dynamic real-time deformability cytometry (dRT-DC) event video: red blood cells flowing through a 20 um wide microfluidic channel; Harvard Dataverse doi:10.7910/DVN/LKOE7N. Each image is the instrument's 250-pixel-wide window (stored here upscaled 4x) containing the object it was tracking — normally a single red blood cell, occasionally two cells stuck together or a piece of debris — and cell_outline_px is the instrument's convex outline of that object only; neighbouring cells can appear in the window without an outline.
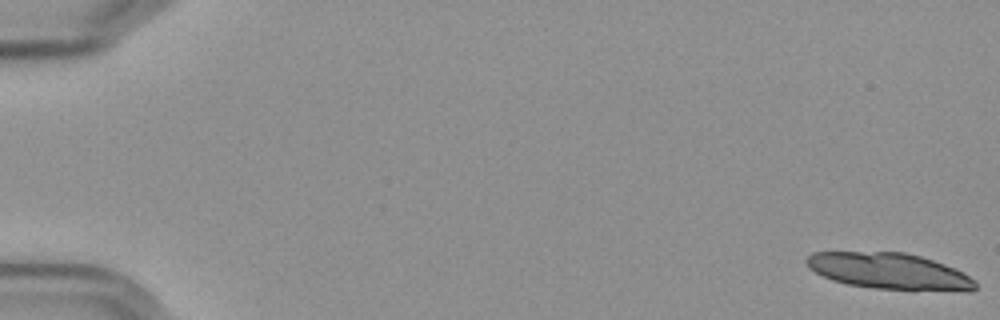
{"species": "Egyptian fruit bat (a non-hibernating species)", "species_latin": "Rousettus aegyptiacus", "temperature_condition": "cold", "stored_images_in_passage": 19, "camera_frame_rate_fps": 3000, "um_per_image_px": 0.085, "frame": {"image": 1, "passage_image": 1, "time_ms": 0.0, "image_size_px": [1000, 320], "cell_outline_px": [[976, 288], [968, 292], [912, 292], [872, 288], [848, 284], [832, 280], [808, 268], [804, 260], [812, 252], [904, 252], [920, 256], [956, 268], [964, 272], [976, 280]], "centroid_in_image_um": [75.68, 23.09], "position_along_channel_um": 9.3, "area_um2": 36.7}}